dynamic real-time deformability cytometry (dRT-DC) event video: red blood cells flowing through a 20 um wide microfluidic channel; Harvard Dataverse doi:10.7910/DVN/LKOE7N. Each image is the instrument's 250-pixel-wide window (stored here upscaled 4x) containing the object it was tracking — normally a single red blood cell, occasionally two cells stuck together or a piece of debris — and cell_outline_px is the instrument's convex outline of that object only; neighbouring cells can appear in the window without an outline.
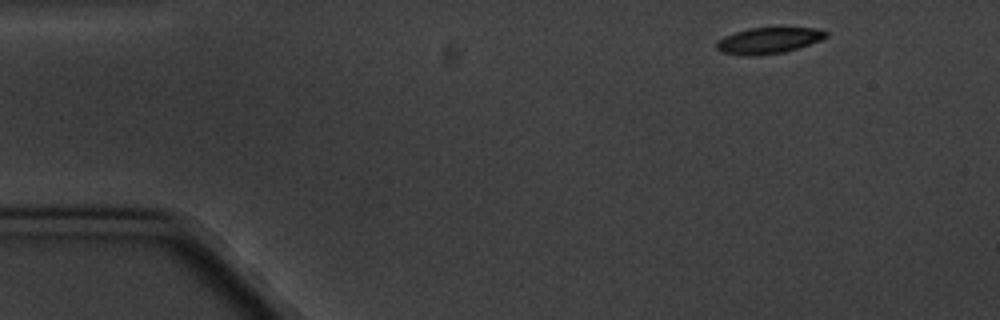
{"species": "common noctule bat (a hibernating species)", "species_latin": "Nyctalus noctula", "temperature_condition": "cold", "stored_images_in_passage": 4, "segment_of_instrument_passage": [1, 2], "camera_frame_rate_fps": 3000, "um_per_image_px": 0.085, "animal": {"sex": "male", "body_mass_g": 20.1, "forearm_length_mm": 53.5}, "frame": {"image": 1, "passage_image": 1, "time_ms": 0.0, "image_size_px": [1000, 320], "cell_outline_px": [[828, 36], [820, 40], [784, 52], [756, 56], [744, 56], [720, 52], [716, 48], [716, 40], [724, 36], [748, 28], [816, 28], [828, 32]], "centroid_in_image_um": [65.27, 3.45], "position_along_channel_um": 19.7, "area_um2": 16.65}}